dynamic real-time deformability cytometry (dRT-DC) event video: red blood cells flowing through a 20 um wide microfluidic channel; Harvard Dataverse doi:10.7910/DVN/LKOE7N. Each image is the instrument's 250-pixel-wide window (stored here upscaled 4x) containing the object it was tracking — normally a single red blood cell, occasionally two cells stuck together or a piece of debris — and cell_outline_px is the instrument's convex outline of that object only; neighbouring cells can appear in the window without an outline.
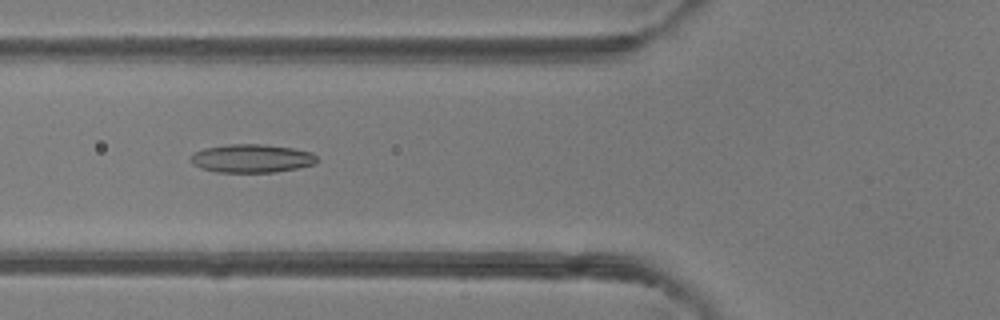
{"species": "common noctule bat (a hibernating species)", "species_latin": "Nyctalus noctula", "temperature_condition": "room temperature", "stored_images_in_passage": 36, "camera_frame_rate_fps": 3000, "um_per_image_px": 0.085, "animal": {"sex": "female"}, "frame": {"image": 1, "passage_image": 4, "time_ms": 1.0, "image_size_px": [1000, 320], "cell_outline_px": [[316, 164], [276, 172], [216, 172], [200, 168], [192, 164], [192, 152], [204, 148], [228, 144], [260, 144], [292, 148], [312, 152], [316, 156]], "centroid_in_image_um": [21.37, 13.46], "position_along_channel_um": 104.4, "area_um2": 20.87}}
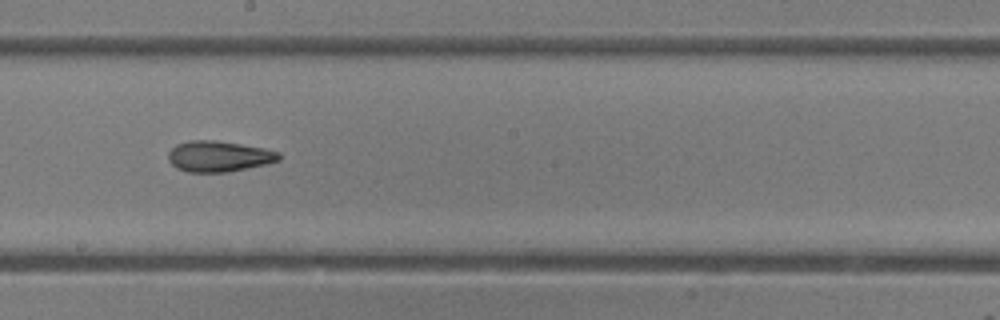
{"frame": {"image": 2, "passage_image": 13, "time_ms": 4.0, "image_size_px": [1000, 320], "cell_outline_px": [[280, 160], [268, 164], [228, 172], [188, 172], [176, 168], [168, 160], [168, 152], [176, 144], [188, 140], [216, 140], [264, 148], [280, 152]], "centroid_in_image_um": [18.6, 13.29], "position_along_channel_um": 229.6, "area_um2": 20.06}}
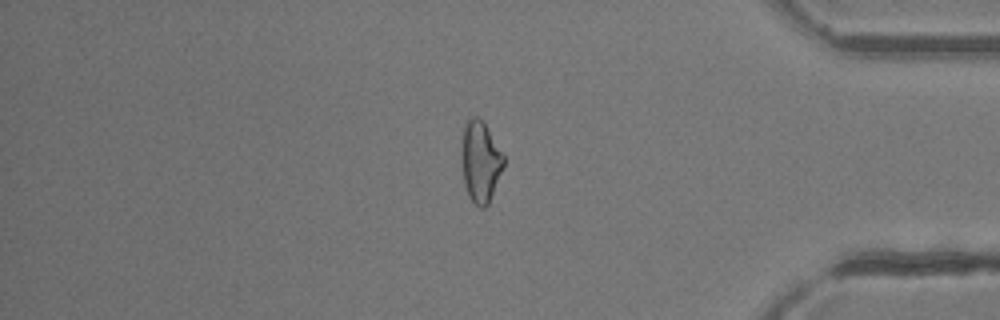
{"frame": {"image": 3, "passage_image": 27, "time_ms": 8.667, "image_size_px": [1000, 320], "cell_outline_px": [[504, 168], [488, 204], [484, 208], [480, 208], [468, 196], [464, 184], [460, 164], [460, 148], [464, 124], [468, 116], [476, 116], [484, 120], [504, 156]], "centroid_in_image_um": [40.8, 13.69], "position_along_channel_um": 394.4, "area_um2": 20.63}, "authors_computed_cell_mechanics": {"area_um2": 20.0855, "velocity_mm_per_s": 4.1545, "shape_relaxation_time_tau1_ms": 10.1058, "shape_relaxation_time_tau2_ms": 3.5557, "deformation_change_tau1": 0.2123, "deformation_change_tau2": 0.1275}}